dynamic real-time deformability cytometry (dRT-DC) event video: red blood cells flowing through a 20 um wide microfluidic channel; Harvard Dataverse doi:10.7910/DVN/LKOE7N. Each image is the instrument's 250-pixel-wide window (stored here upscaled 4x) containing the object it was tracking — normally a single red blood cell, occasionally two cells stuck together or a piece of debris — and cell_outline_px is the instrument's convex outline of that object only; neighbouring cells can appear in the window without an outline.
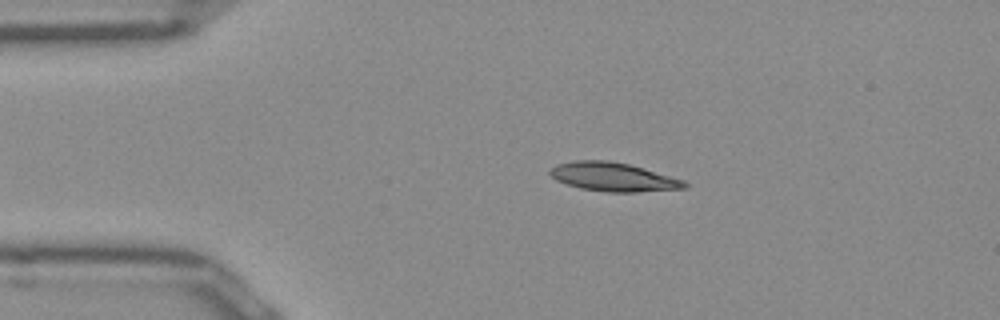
{"species": "Egyptian fruit bat (a non-hibernating species)", "species_latin": "Rousettus aegyptiacus", "temperature_condition": "room temperature", "stored_images_in_passage": 42, "camera_frame_rate_fps": 3000, "um_per_image_px": 0.085, "frame": {"image": 1, "passage_image": 1, "time_ms": 0.0, "image_size_px": [1000, 320], "cell_outline_px": [[688, 188], [636, 192], [608, 192], [580, 188], [556, 180], [548, 172], [556, 164], [576, 160], [608, 160], [628, 164], [684, 180], [688, 184]], "centroid_in_image_um": [52.12, 15.04], "position_along_channel_um": 32.9, "area_um2": 22.37}}
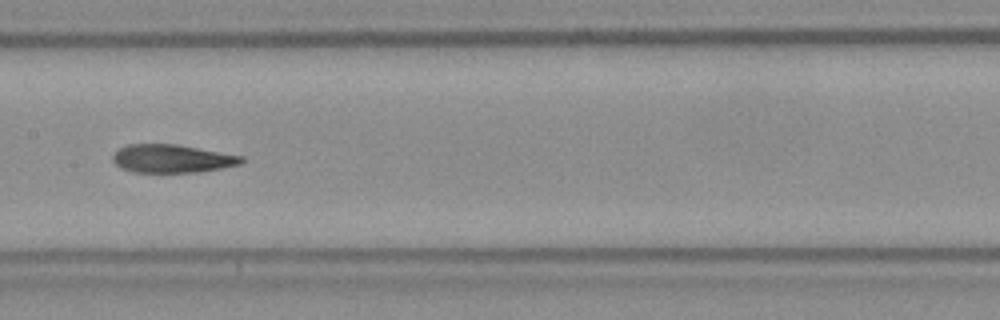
{"frame": {"image": 2, "passage_image": 16, "time_ms": 5.0, "image_size_px": [1000, 320], "cell_outline_px": [[244, 160], [240, 164], [220, 168], [196, 172], [132, 172], [116, 164], [112, 160], [112, 156], [120, 148], [128, 144], [176, 144], [244, 156]], "centroid_in_image_um": [14.63, 13.48], "position_along_channel_um": 192.8, "area_um2": 20.92}}
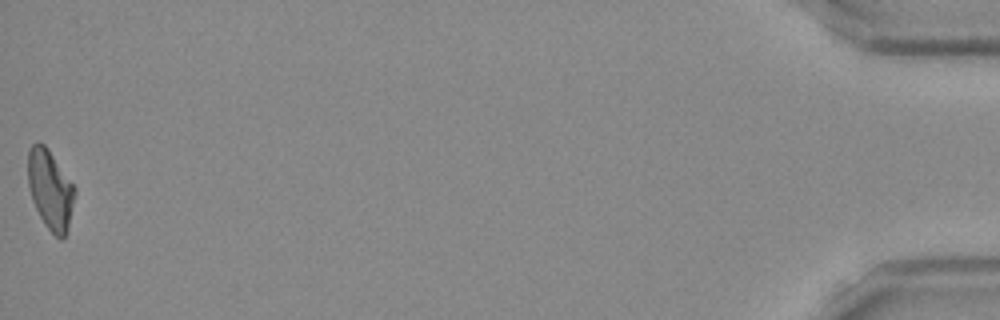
{"frame": {"image": 3, "passage_image": 42, "time_ms": 13.667, "image_size_px": [1000, 320], "cell_outline_px": [[76, 192], [68, 224], [64, 236], [60, 240], [44, 224], [32, 200], [28, 184], [28, 152], [32, 144], [40, 140], [48, 148], [76, 188]], "centroid_in_image_um": [4.26, 16.07], "position_along_channel_um": 430.9, "area_um2": 21.5}, "authors_computed_cell_mechanics": {"area_um2": 22.1085, "velocity_mm_per_s": 3.9484, "shape_relaxation_time_tau1_ms": null, "shape_relaxation_time_tau2_ms": 3.8925, "deformation_change_tau1": null, "deformation_change_tau2": 0.1214}}